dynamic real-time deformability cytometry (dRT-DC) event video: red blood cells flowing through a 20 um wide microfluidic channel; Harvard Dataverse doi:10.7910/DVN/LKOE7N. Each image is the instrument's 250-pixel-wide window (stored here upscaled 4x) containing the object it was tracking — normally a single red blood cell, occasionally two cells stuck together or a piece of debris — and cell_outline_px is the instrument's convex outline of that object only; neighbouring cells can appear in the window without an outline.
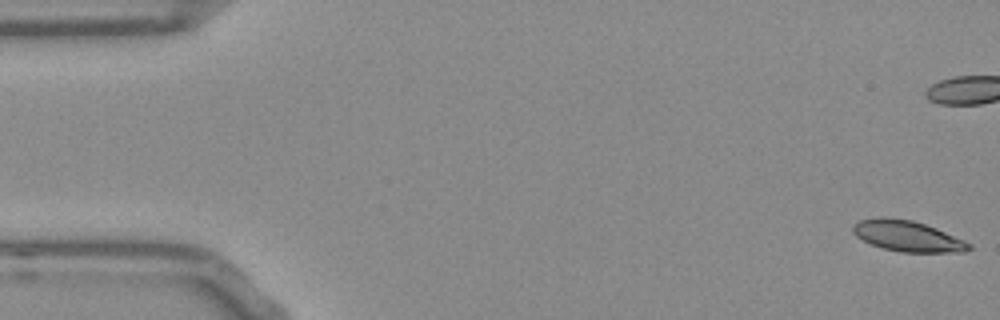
{"species": "Egyptian fruit bat (a non-hibernating species)", "species_latin": "Rousettus aegyptiacus", "temperature_condition": "room temperature", "stored_images_in_passage": 54, "camera_frame_rate_fps": 3000, "um_per_image_px": 0.085, "frame": {"image": 1, "passage_image": 1, "time_ms": 0.0, "image_size_px": [1000, 320], "cell_outline_px": [[972, 248], [964, 252], [900, 252], [884, 248], [872, 244], [856, 236], [852, 232], [852, 228], [860, 220], [880, 216], [884, 216], [912, 220], [936, 228], [964, 240], [972, 244]], "centroid_in_image_um": [77.15, 20.06], "position_along_channel_um": 7.8, "area_um2": 20.75}, "authors_computed_cell_mechanics": {"area_um2": 21.5594, "velocity_mm_per_s": 3.7827, "shape_relaxation_time_tau1_ms": 6.4449, "shape_relaxation_time_tau2_ms": 4.4544, "deformation_change_tau1": 0.17, "deformation_change_tau2": 0.1079}}